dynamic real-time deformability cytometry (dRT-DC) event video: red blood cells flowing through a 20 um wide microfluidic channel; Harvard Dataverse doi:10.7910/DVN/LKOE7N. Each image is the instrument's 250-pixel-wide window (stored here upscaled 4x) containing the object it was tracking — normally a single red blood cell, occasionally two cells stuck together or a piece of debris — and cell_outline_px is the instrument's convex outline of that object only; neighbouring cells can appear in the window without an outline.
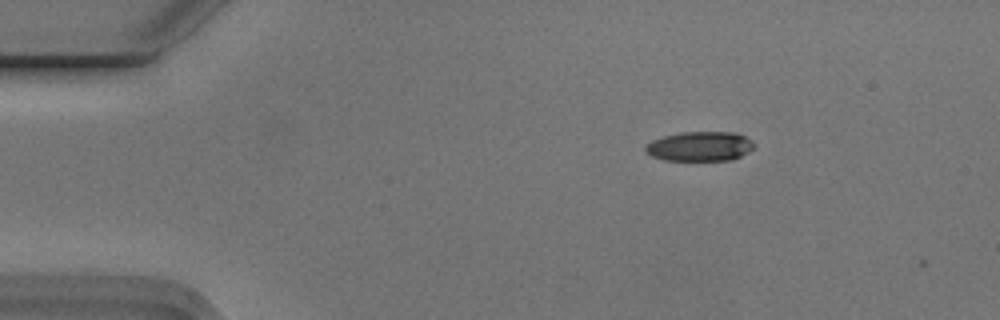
{"species": "Egyptian fruit bat (a non-hibernating species)", "species_latin": "Rousettus aegyptiacus", "temperature_condition": "cold", "stored_images_in_passage": 3, "camera_frame_rate_fps": 3000, "um_per_image_px": 0.085, "animal": {"sex": "male"}, "frame": {"image": 1, "passage_image": 1, "time_ms": 0.0, "image_size_px": [1000, 320], "cell_outline_px": [[756, 148], [732, 160], [664, 160], [652, 156], [644, 152], [644, 144], [652, 140], [664, 136], [680, 132], [736, 132], [752, 140], [756, 144]], "centroid_in_image_um": [59.49, 12.43], "position_along_channel_um": 25.5, "area_um2": 19.02}}